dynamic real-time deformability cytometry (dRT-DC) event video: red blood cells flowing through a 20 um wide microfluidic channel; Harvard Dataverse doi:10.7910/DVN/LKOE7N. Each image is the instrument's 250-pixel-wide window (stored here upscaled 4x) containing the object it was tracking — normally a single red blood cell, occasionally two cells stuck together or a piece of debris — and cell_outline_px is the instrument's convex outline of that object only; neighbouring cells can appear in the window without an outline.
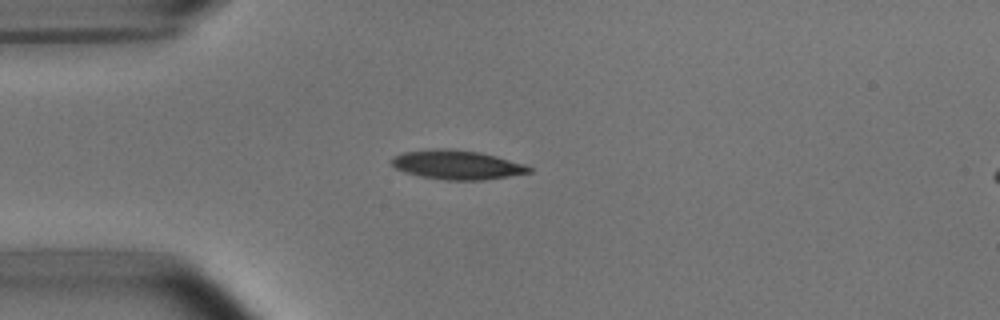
{"species": "common noctule bat (a hibernating species)", "species_latin": "Nyctalus noctula", "temperature_condition": "room temperature", "stored_images_in_passage": 38, "camera_frame_rate_fps": 3000, "um_per_image_px": 0.085, "animal": {"sex": "male", "body_mass_g": 15.6}, "frame": {"image": 1, "passage_image": 1, "time_ms": 0.0, "image_size_px": [1000, 320], "cell_outline_px": [[532, 172], [484, 180], [448, 180], [420, 176], [404, 172], [396, 168], [392, 164], [392, 156], [404, 152], [436, 148], [452, 148], [480, 152], [496, 156], [524, 164], [532, 168]], "centroid_in_image_um": [38.84, 14.0], "position_along_channel_um": 46.2, "area_um2": 23.35}}
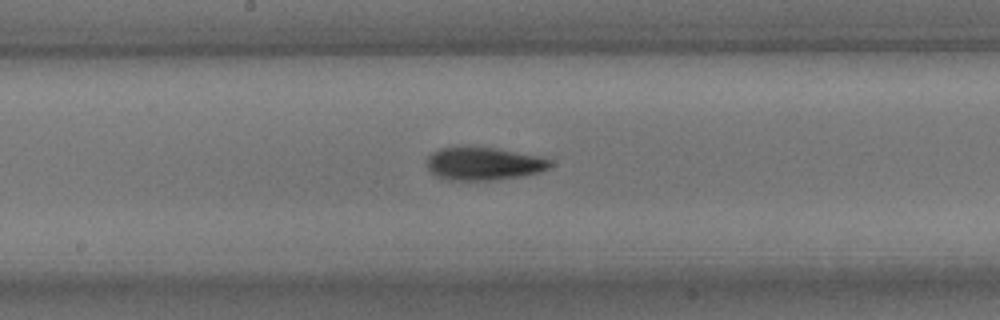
{"frame": {"image": 2, "passage_image": 15, "time_ms": 4.667, "image_size_px": [1000, 320], "cell_outline_px": [[552, 164], [548, 168], [540, 172], [520, 176], [492, 180], [448, 180], [436, 176], [428, 168], [428, 156], [432, 152], [440, 148], [496, 148], [540, 156], [552, 160]], "centroid_in_image_um": [41.14, 13.92], "position_along_channel_um": 207.1, "area_um2": 23.35}}
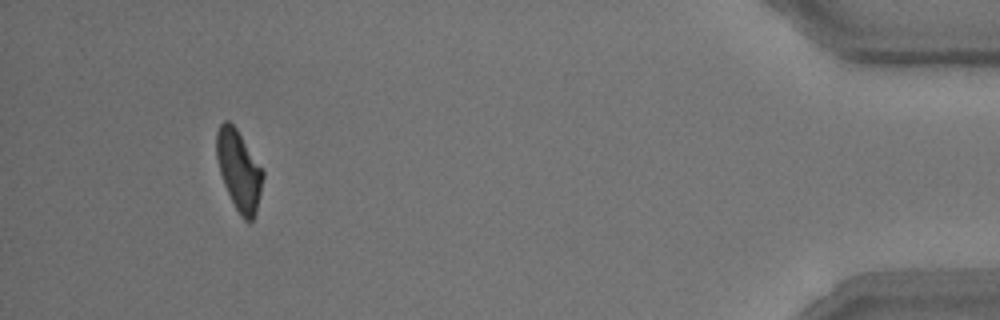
{"frame": {"image": 3, "passage_image": 37, "time_ms": 12.0, "image_size_px": [1000, 320], "cell_outline_px": [[264, 176], [256, 212], [252, 220], [244, 220], [240, 216], [224, 184], [220, 172], [216, 156], [216, 132], [220, 124], [224, 120], [228, 120], [236, 128], [264, 172]], "centroid_in_image_um": [20.3, 14.46], "position_along_channel_um": 414.9, "area_um2": 21.27}}